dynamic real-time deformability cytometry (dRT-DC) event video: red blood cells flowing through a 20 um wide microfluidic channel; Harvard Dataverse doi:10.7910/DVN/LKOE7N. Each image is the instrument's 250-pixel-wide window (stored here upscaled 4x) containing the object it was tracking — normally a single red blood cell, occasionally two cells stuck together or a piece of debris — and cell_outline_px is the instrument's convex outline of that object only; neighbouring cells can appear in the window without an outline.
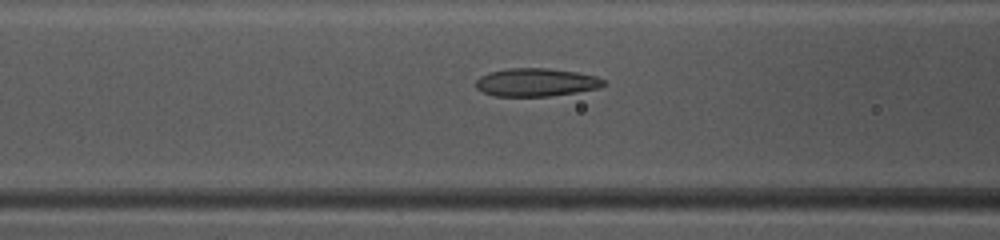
{"species": "common noctule bat (a hibernating species)", "species_latin": "Nyctalus noctula", "temperature_condition": "warm", "stored_images_in_passage": 49, "camera_frame_rate_fps": 3000, "um_per_image_px": 0.085, "animal": {"sex": "female", "body_mass_g": 10.0, "forearm_length_mm": 53.1}, "frame": {"image": 1, "passage_image": 20, "time_ms": 6.333, "image_size_px": [1000, 240], "cell_outline_px": [[608, 84], [600, 88], [576, 92], [548, 96], [496, 96], [484, 92], [476, 88], [476, 80], [480, 76], [492, 72], [508, 68], [548, 68], [576, 72], [596, 76], [604, 80]], "centroid_in_image_um": [45.6, 6.99], "position_along_channel_um": 121.0, "area_um2": 20.87}}
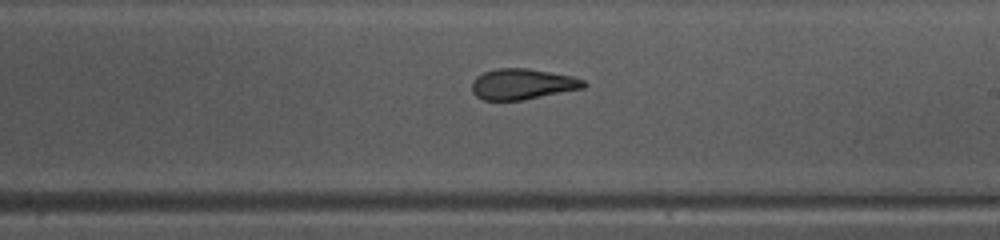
{"frame": {"image": 2, "passage_image": 29, "time_ms": 9.333, "image_size_px": [1000, 240], "cell_outline_px": [[588, 84], [584, 88], [524, 100], [484, 100], [476, 96], [472, 92], [472, 80], [476, 76], [484, 72], [496, 68], [528, 68], [572, 76], [584, 80]], "centroid_in_image_um": [44.4, 7.15], "position_along_channel_um": 244.6, "area_um2": 20.17}}
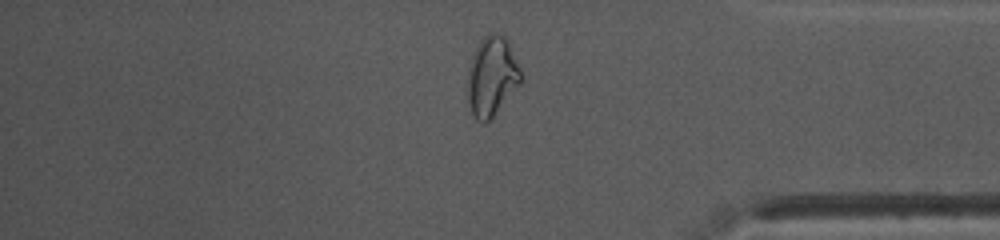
{"frame": {"image": 3, "passage_image": 41, "time_ms": 13.333, "image_size_px": [1000, 240], "cell_outline_px": [[520, 84], [492, 116], [484, 124], [476, 120], [472, 112], [468, 100], [468, 80], [472, 56], [480, 40], [488, 32], [496, 32], [504, 36], [520, 68]], "centroid_in_image_um": [41.79, 6.47], "position_along_channel_um": 393.4, "area_um2": 23.99}, "authors_computed_cell_mechanics": {"area_um2": 21.5594, "velocity_mm_per_s": 4.1051, "shape_relaxation_time_tau1_ms": null, "shape_relaxation_time_tau2_ms": 1.5707, "deformation_change_tau1": null, "deformation_change_tau2": 0.0982}}